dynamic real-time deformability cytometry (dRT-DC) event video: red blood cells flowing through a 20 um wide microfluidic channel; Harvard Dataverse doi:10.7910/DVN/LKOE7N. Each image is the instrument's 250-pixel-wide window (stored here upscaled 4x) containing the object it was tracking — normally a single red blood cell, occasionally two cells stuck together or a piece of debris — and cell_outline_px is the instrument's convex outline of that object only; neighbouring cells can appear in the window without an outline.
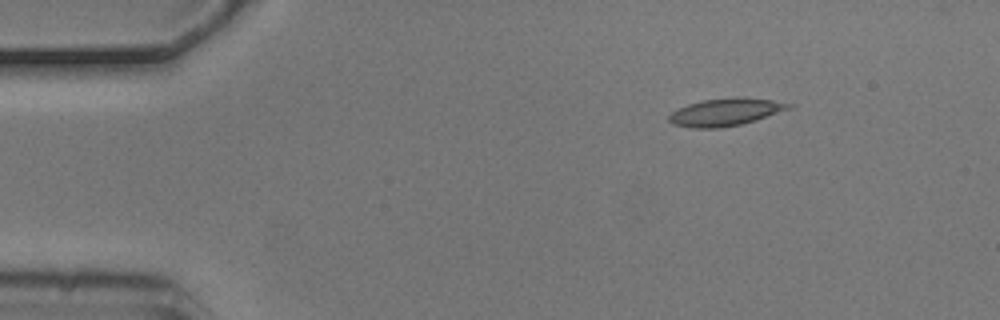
{"species": "common noctule bat (a hibernating species)", "species_latin": "Nyctalus noctula", "temperature_condition": "cold", "stored_images_in_passage": 6, "camera_frame_rate_fps": 3000, "um_per_image_px": 0.085, "animal": {"sex": "male", "body_mass_g": 20.5, "forearm_length_mm": 52.5}, "frame": {"image": 1, "passage_image": 3, "time_ms": 0.667, "image_size_px": [1000, 320], "cell_outline_px": [[796, 104], [792, 108], [756, 120], [740, 124], [720, 128], [692, 128], [672, 124], [668, 120], [668, 116], [676, 108], [688, 104], [704, 100], [744, 96], [772, 100]], "centroid_in_image_um": [61.68, 9.52], "position_along_channel_um": 23.3, "area_um2": 19.36}}
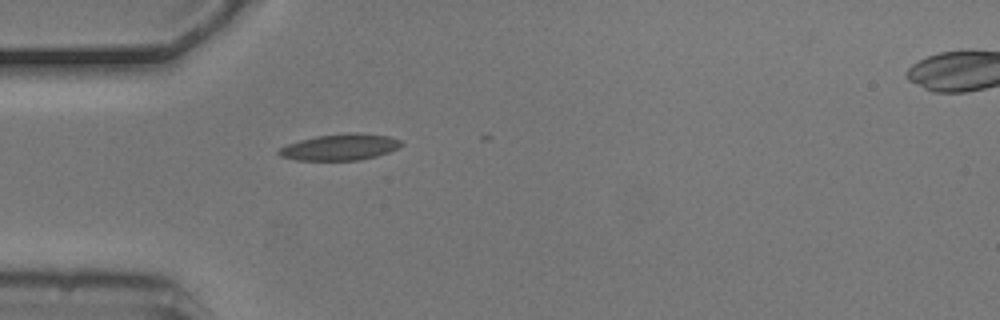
{"frame": {"image": 2, "passage_image": 5, "time_ms": 1.333, "image_size_px": [1000, 320], "cell_outline_px": [[404, 144], [400, 148], [376, 156], [360, 160], [296, 160], [280, 156], [276, 152], [280, 148], [288, 144], [300, 140], [316, 136], [348, 132], [356, 132], [388, 136], [404, 140]], "centroid_in_image_um": [28.95, 12.49], "position_along_channel_um": 56.0, "area_um2": 18.96}}